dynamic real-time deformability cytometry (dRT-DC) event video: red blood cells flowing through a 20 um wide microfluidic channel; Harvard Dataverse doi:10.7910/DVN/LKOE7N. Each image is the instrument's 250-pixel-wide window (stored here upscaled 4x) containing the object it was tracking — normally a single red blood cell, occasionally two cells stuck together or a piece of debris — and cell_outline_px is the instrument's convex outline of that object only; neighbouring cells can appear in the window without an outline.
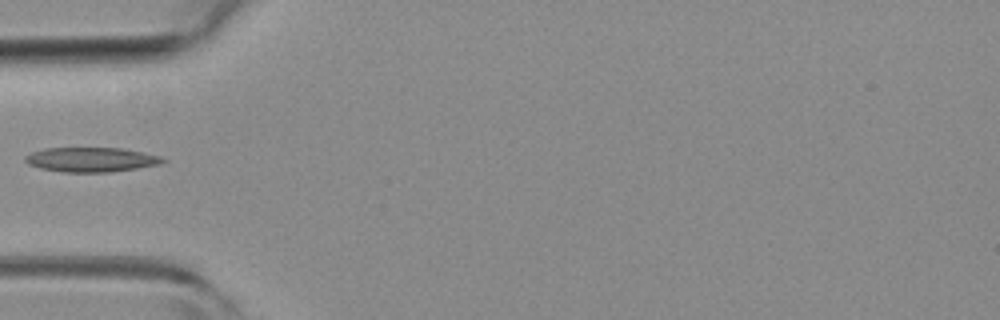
{"species": "common noctule bat (a hibernating species)", "species_latin": "Nyctalus noctula", "temperature_condition": "room temperature", "stored_images_in_passage": 36, "camera_frame_rate_fps": 3000, "um_per_image_px": 0.085, "animal": {"sex": "female", "body_mass_g": 19.3, "forearm_length_mm": 54.1}, "frame": {"image": 1, "passage_image": 1, "time_ms": 0.0, "image_size_px": [1000, 320], "cell_outline_px": [[168, 160], [160, 164], [136, 168], [108, 172], [64, 172], [40, 168], [28, 164], [24, 160], [24, 156], [32, 152], [44, 148], [120, 148], [160, 156]], "centroid_in_image_um": [7.72, 13.56], "position_along_channel_um": 77.3, "area_um2": 19.54}}
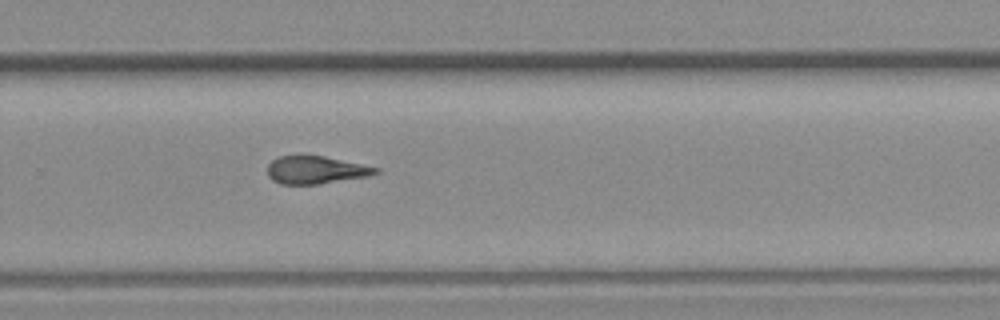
{"frame": {"image": 2, "passage_image": 18, "time_ms": 5.667, "image_size_px": [1000, 320], "cell_outline_px": [[380, 172], [368, 176], [320, 184], [280, 184], [272, 180], [268, 176], [268, 164], [276, 156], [300, 152], [304, 152], [324, 156], [380, 168]], "centroid_in_image_um": [26.78, 14.4], "position_along_channel_um": 303.0, "area_um2": 18.21}}
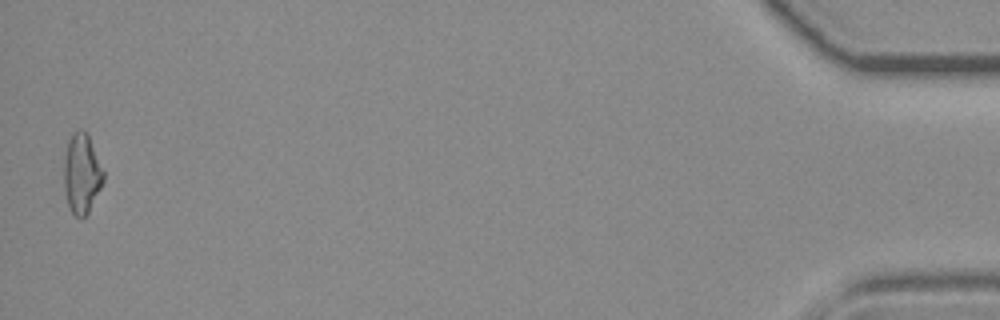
{"frame": {"image": 3, "passage_image": 35, "time_ms": 11.333, "image_size_px": [1000, 320], "cell_outline_px": [[104, 180], [88, 212], [80, 220], [68, 208], [64, 188], [64, 156], [68, 140], [80, 128], [84, 128], [88, 132], [104, 172]], "centroid_in_image_um": [6.94, 14.74], "position_along_channel_um": 428.3, "area_um2": 18.5}}